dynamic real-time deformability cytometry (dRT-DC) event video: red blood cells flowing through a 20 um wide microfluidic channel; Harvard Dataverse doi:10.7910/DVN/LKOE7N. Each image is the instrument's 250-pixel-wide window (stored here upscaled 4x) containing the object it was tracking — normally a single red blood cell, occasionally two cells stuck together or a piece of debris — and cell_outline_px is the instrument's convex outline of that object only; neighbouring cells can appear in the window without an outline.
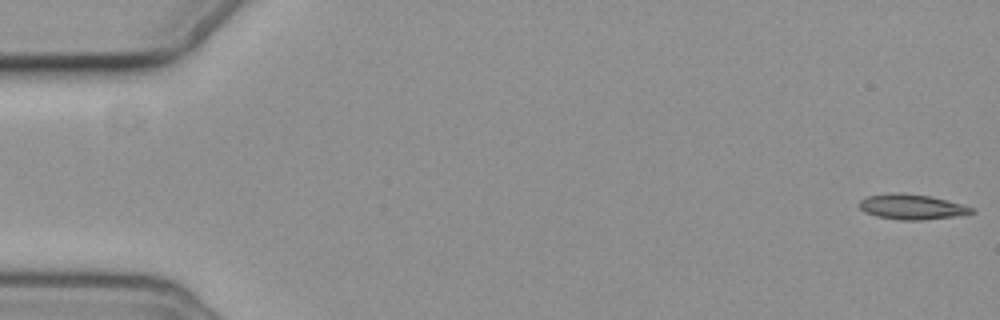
{"species": "common noctule bat (a hibernating species)", "species_latin": "Nyctalus noctula", "temperature_condition": "cold", "stored_images_in_passage": 6, "camera_frame_rate_fps": 3000, "um_per_image_px": 0.085, "animal": {"sex": "female", "body_mass_g": 19.3, "forearm_length_mm": 54.1}, "frame": {"image": 1, "passage_image": 1, "time_ms": 0.0, "image_size_px": [1000, 320], "cell_outline_px": [[976, 212], [952, 216], [924, 220], [900, 220], [876, 216], [864, 212], [860, 208], [860, 200], [868, 196], [928, 196], [976, 208]], "centroid_in_image_um": [77.55, 17.65], "position_along_channel_um": 7.5, "area_um2": 15.32}}